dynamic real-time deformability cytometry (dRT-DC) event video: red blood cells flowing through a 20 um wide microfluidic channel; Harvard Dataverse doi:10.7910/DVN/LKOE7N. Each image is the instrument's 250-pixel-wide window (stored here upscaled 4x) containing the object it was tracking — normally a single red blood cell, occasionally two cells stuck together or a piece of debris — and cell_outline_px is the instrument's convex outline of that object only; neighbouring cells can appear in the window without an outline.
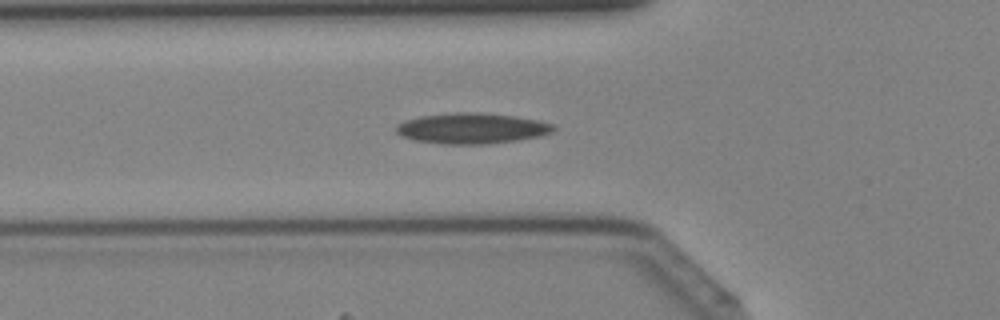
{"species": "Egyptian fruit bat (a non-hibernating species)", "species_latin": "Rousettus aegyptiacus", "temperature_condition": "cold", "stored_images_in_passage": 31, "camera_frame_rate_fps": 3000, "um_per_image_px": 0.085, "animal": {"sex": "female"}, "frame": {"image": 1, "passage_image": 9, "time_ms": 2.667, "image_size_px": [1000, 320], "cell_outline_px": [[556, 128], [552, 132], [540, 136], [516, 140], [488, 144], [444, 144], [412, 140], [396, 132], [396, 124], [404, 120], [420, 116], [456, 112], [480, 112], [512, 116], [536, 120], [552, 124]], "centroid_in_image_um": [40.07, 10.91], "position_along_channel_um": 85.7, "area_um2": 28.03}}
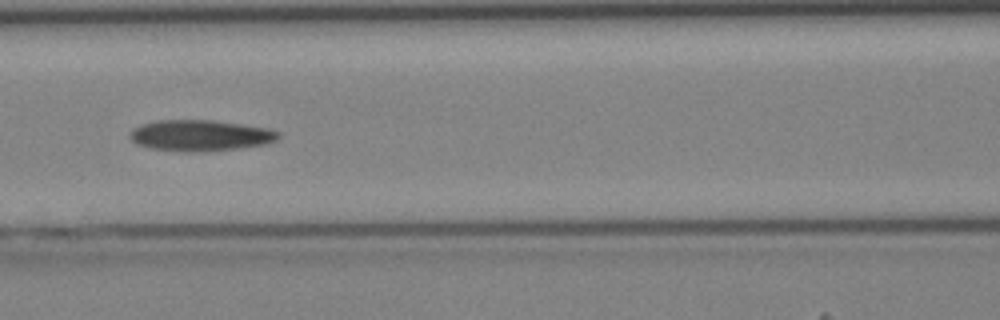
{"frame": {"image": 2, "passage_image": 13, "time_ms": 4.0, "image_size_px": [1000, 320], "cell_outline_px": [[280, 136], [276, 140], [264, 144], [240, 148], [192, 152], [188, 152], [152, 148], [136, 144], [128, 136], [128, 132], [132, 128], [140, 124], [156, 120], [212, 120], [268, 128], [280, 132]], "centroid_in_image_um": [16.98, 11.5], "position_along_channel_um": 149.6, "area_um2": 26.88}}
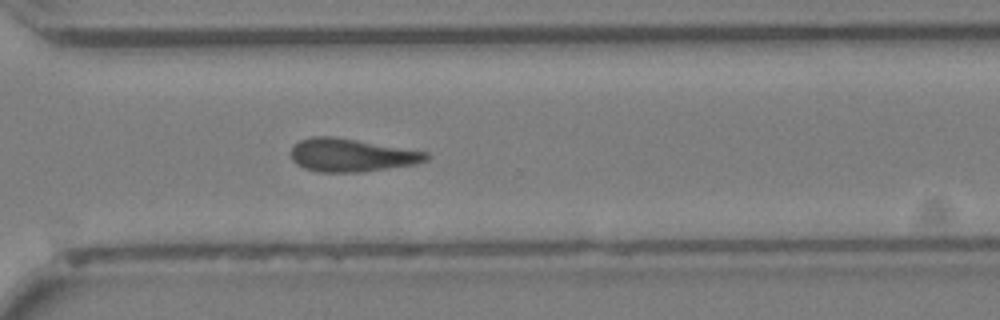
{"frame": {"image": 3, "passage_image": 25, "time_ms": 8.0, "image_size_px": [1000, 320], "cell_outline_px": [[428, 160], [416, 164], [360, 172], [320, 172], [304, 168], [296, 164], [292, 160], [292, 148], [300, 140], [312, 136], [332, 136], [428, 152]], "centroid_in_image_um": [29.87, 13.19], "position_along_channel_um": 340.7, "area_um2": 25.84}}